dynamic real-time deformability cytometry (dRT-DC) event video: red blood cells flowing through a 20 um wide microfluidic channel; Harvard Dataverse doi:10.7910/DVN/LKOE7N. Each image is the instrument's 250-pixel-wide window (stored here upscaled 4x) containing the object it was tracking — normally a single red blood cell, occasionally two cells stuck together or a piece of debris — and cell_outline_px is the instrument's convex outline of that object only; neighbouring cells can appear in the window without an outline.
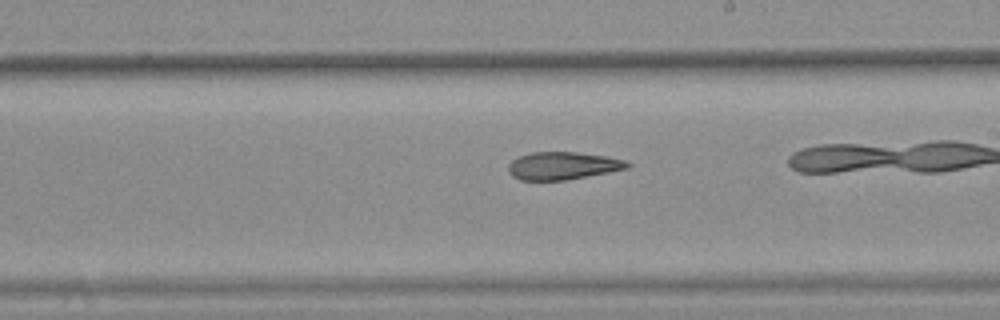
{"species": "common noctule bat (a hibernating species)", "species_latin": "Nyctalus noctula", "temperature_condition": "warm", "stored_images_in_passage": 30, "camera_frame_rate_fps": 3000, "um_per_image_px": 0.085, "animal": {"sex": "female", "body_mass_g": 25.1}, "frame": {"image": 1, "passage_image": 21, "time_ms": 6.667, "image_size_px": [1000, 320], "cell_outline_px": [[632, 164], [628, 168], [568, 180], [520, 180], [512, 176], [508, 172], [508, 164], [512, 160], [520, 156], [532, 152], [576, 152], [608, 156], [624, 160]], "centroid_in_image_um": [47.83, 14.09], "position_along_channel_um": 241.2, "area_um2": 19.25}}
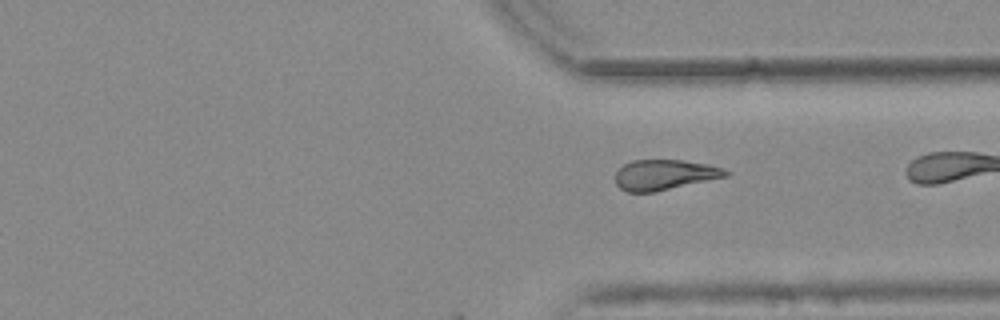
{"frame": {"image": 2, "passage_image": 30, "time_ms": 9.667, "image_size_px": [1000, 320], "cell_outline_px": [[732, 172], [728, 176], [656, 192], [628, 192], [620, 188], [616, 184], [616, 172], [624, 164], [632, 160], [680, 160], [708, 164], [724, 168]], "centroid_in_image_um": [56.51, 14.86], "position_along_channel_um": 354.9, "area_um2": 19.59}}